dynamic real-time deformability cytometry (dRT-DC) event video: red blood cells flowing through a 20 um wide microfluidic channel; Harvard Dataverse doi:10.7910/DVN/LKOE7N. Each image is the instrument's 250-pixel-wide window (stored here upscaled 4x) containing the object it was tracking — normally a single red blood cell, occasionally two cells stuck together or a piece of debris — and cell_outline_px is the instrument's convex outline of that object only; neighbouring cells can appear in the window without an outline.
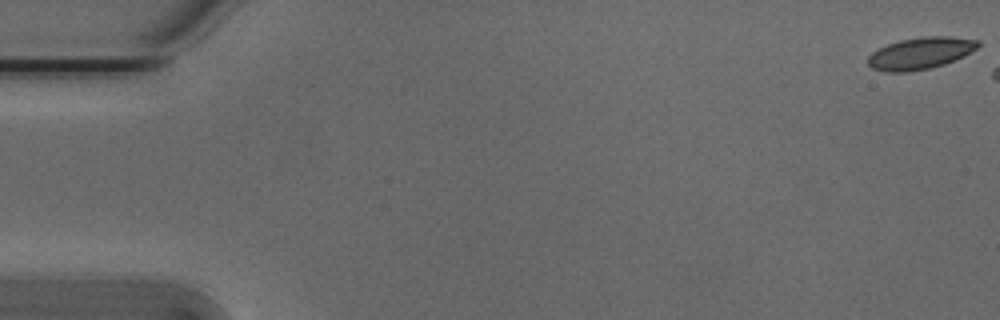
{"species": "Egyptian fruit bat (a non-hibernating species)", "species_latin": "Rousettus aegyptiacus", "temperature_condition": "cold", "stored_images_in_passage": 6, "camera_frame_rate_fps": 3000, "um_per_image_px": 0.085, "animal": {"sex": "male"}, "frame": {"image": 1, "passage_image": 1, "time_ms": 0.0, "image_size_px": [1000, 320], "cell_outline_px": [[980, 44], [976, 48], [964, 56], [944, 64], [928, 68], [908, 72], [884, 72], [872, 68], [868, 64], [868, 56], [872, 52], [888, 44], [900, 40], [920, 36], [948, 36], [980, 40]], "centroid_in_image_um": [78.23, 4.52], "position_along_channel_um": 6.8, "area_um2": 20.4}}